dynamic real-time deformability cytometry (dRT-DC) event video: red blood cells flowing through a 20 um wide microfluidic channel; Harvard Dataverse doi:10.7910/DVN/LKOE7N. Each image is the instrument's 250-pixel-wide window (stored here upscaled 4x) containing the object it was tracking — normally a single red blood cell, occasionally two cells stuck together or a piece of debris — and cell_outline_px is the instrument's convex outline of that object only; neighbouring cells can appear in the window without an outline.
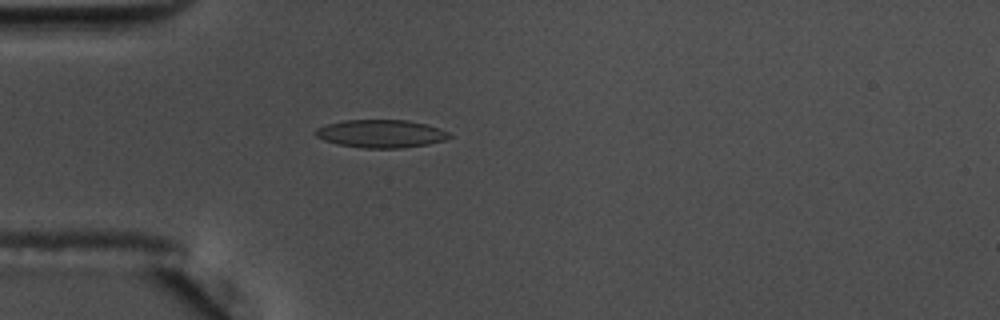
{"species": "common noctule bat (a hibernating species)", "species_latin": "Nyctalus noctula", "temperature_condition": "warm", "stored_images_in_passage": 56, "camera_frame_rate_fps": 3000, "um_per_image_px": 0.085, "animal": {"sex": "male", "body_mass_g": 17.5, "forearm_length_mm": 52.3}, "frame": {"image": 1, "passage_image": 16, "time_ms": 5.0, "image_size_px": [1000, 320], "cell_outline_px": [[452, 136], [444, 140], [428, 144], [404, 148], [364, 148], [336, 144], [324, 140], [316, 136], [312, 132], [316, 128], [328, 124], [344, 120], [408, 120], [440, 128], [448, 132]], "centroid_in_image_um": [32.36, 11.37], "position_along_channel_um": 52.6, "area_um2": 21.85}}
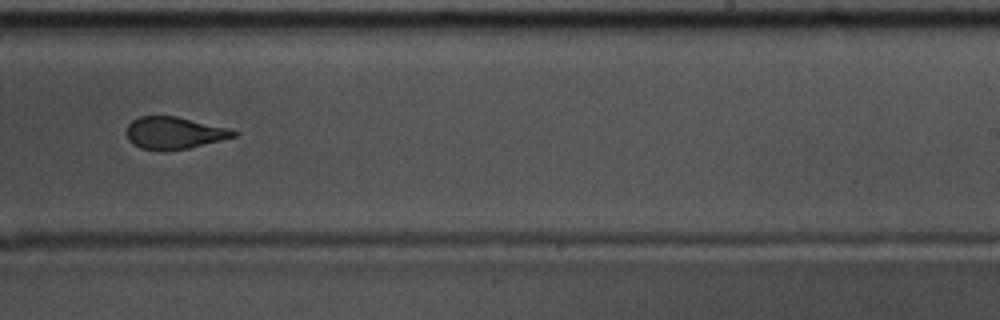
{"frame": {"image": 2, "passage_image": 35, "time_ms": 11.333, "image_size_px": [1000, 320], "cell_outline_px": [[240, 132], [236, 136], [188, 148], [164, 152], [140, 148], [132, 144], [128, 140], [128, 124], [132, 120], [140, 116], [176, 116], [228, 128]], "centroid_in_image_um": [14.79, 11.31], "position_along_channel_um": 274.2, "area_um2": 20.06}}
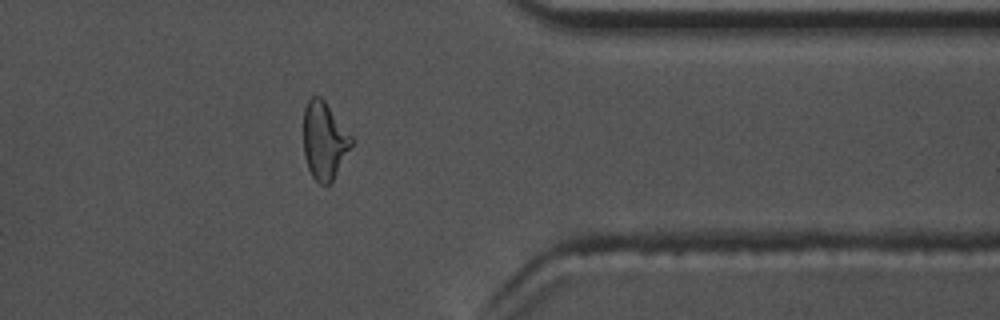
{"frame": {"image": 3, "passage_image": 45, "time_ms": 14.667, "image_size_px": [1000, 320], "cell_outline_px": [[352, 144], [332, 180], [328, 184], [320, 184], [312, 176], [308, 168], [304, 156], [304, 108], [308, 100], [312, 96], [320, 96], [324, 100], [352, 136]], "centroid_in_image_um": [27.54, 11.93], "position_along_channel_um": 383.9, "area_um2": 21.27}, "authors_computed_cell_mechanics": {"area_um2": 21.0103, "velocity_mm_per_s": 3.6383, "shape_relaxation_time_tau1_ms": 3.4985, "shape_relaxation_time_tau2_ms": 1.5027, "deformation_change_tau1": 0.1693, "deformation_change_tau2": 0.1009}}